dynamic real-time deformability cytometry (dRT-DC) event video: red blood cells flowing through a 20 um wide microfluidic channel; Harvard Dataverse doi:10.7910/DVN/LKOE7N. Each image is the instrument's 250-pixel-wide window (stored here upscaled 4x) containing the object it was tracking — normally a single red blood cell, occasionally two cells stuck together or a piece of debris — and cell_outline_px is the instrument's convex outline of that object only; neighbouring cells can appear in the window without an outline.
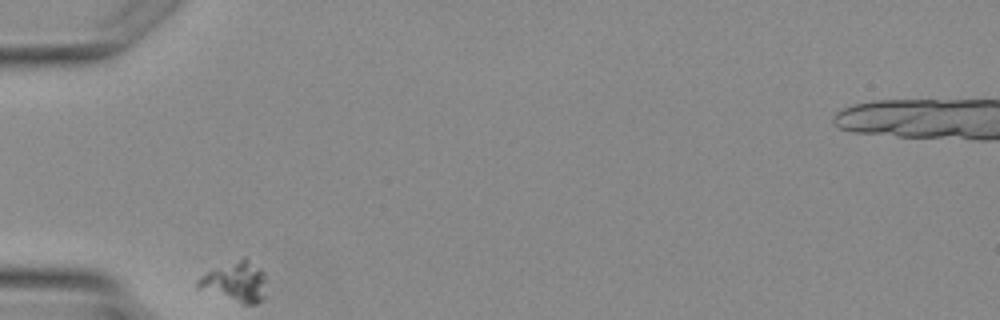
{"species": "Egyptian fruit bat (a non-hibernating species)", "species_latin": "Rousettus aegyptiacus", "temperature_condition": "warm", "stored_images_in_passage": 2, "camera_frame_rate_fps": 3000, "um_per_image_px": 0.085, "animal": {"sex": "female"}, "frame": {"image": 1, "passage_image": 1, "time_ms": 0.0, "image_size_px": [1000, 320], "cell_outline_px": [[264, 296], [256, 304], [244, 304], [196, 284], [196, 280], [200, 276], [240, 256], [244, 256], [260, 268], [264, 272]], "centroid_in_image_um": [20.07, 23.88], "position_along_channel_um": 64.9, "area_um2": 15.26}}
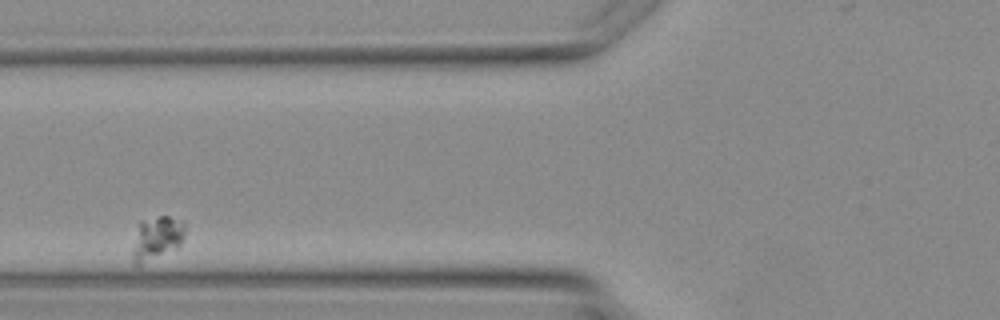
{"frame": {"image": 2, "passage_image": 2, "time_ms": 1.333, "image_size_px": [1000, 320], "cell_outline_px": [[184, 236], [180, 248], [140, 268], [136, 264], [132, 256], [132, 252], [140, 220], [160, 216], [168, 216], [184, 224]], "centroid_in_image_um": [13.33, 20.33], "position_along_channel_um": 112.5, "area_um2": 13.7}}